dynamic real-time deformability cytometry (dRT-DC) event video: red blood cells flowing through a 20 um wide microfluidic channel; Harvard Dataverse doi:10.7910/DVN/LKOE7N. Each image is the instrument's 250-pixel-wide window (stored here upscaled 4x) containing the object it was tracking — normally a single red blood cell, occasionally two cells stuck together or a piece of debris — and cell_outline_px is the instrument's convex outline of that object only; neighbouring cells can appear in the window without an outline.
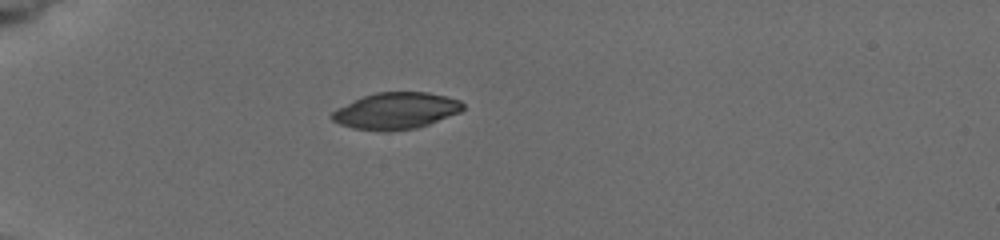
{"species": "common noctule bat (a hibernating species)", "species_latin": "Nyctalus noctula", "temperature_condition": "cold", "stored_images_in_passage": 3, "camera_frame_rate_fps": 3000, "um_per_image_px": 0.085, "animal": {"sex": "female", "body_mass_g": 19.5, "forearm_length_mm": 54.1}, "frame": {"image": 1, "passage_image": 1, "time_ms": 0.0, "image_size_px": [1000, 240], "cell_outline_px": [[464, 108], [460, 112], [428, 124], [416, 128], [388, 132], [380, 132], [352, 128], [340, 124], [332, 120], [328, 116], [332, 112], [364, 96], [376, 92], [428, 92], [460, 100], [464, 104]], "centroid_in_image_um": [33.66, 9.44], "position_along_channel_um": 51.3, "area_um2": 27.8}}
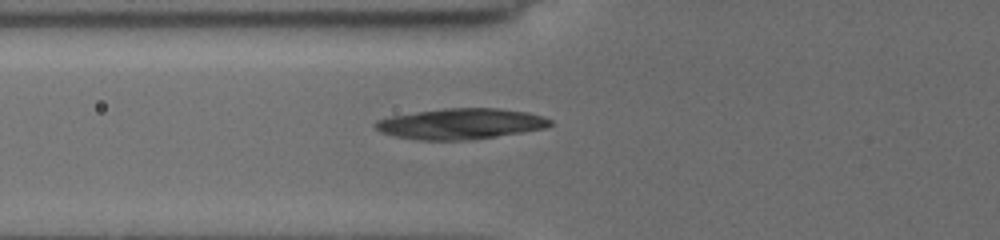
{"frame": {"image": 2, "passage_image": 3, "time_ms": 1.667, "image_size_px": [1000, 240], "cell_outline_px": [[552, 124], [544, 128], [496, 136], [468, 140], [420, 140], [392, 136], [380, 132], [372, 124], [376, 120], [392, 116], [448, 108], [496, 108], [528, 112], [544, 116], [552, 120]], "centroid_in_image_um": [39.15, 10.53], "position_along_channel_um": 86.7, "area_um2": 31.1}}